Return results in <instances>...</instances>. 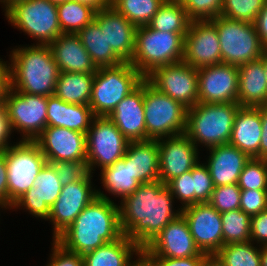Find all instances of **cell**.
<instances>
[{"label":"cell","mask_w":267,"mask_h":266,"mask_svg":"<svg viewBox=\"0 0 267 266\" xmlns=\"http://www.w3.org/2000/svg\"><path fill=\"white\" fill-rule=\"evenodd\" d=\"M175 198L160 180L140 184L119 204L122 233L144 249L165 226L181 214L174 210Z\"/></svg>","instance_id":"1"},{"label":"cell","mask_w":267,"mask_h":266,"mask_svg":"<svg viewBox=\"0 0 267 266\" xmlns=\"http://www.w3.org/2000/svg\"><path fill=\"white\" fill-rule=\"evenodd\" d=\"M97 195L74 222L54 239L64 249L83 256L123 235L119 205L101 189H97Z\"/></svg>","instance_id":"2"},{"label":"cell","mask_w":267,"mask_h":266,"mask_svg":"<svg viewBox=\"0 0 267 266\" xmlns=\"http://www.w3.org/2000/svg\"><path fill=\"white\" fill-rule=\"evenodd\" d=\"M9 57L11 89L38 96L54 95L60 71L49 45L15 47Z\"/></svg>","instance_id":"3"},{"label":"cell","mask_w":267,"mask_h":266,"mask_svg":"<svg viewBox=\"0 0 267 266\" xmlns=\"http://www.w3.org/2000/svg\"><path fill=\"white\" fill-rule=\"evenodd\" d=\"M238 103H197L187 109L186 131L188 138L206 148L229 144ZM200 144V145H199Z\"/></svg>","instance_id":"4"},{"label":"cell","mask_w":267,"mask_h":266,"mask_svg":"<svg viewBox=\"0 0 267 266\" xmlns=\"http://www.w3.org/2000/svg\"><path fill=\"white\" fill-rule=\"evenodd\" d=\"M184 44L185 35L139 26L130 64L146 78L158 67L183 61Z\"/></svg>","instance_id":"5"},{"label":"cell","mask_w":267,"mask_h":266,"mask_svg":"<svg viewBox=\"0 0 267 266\" xmlns=\"http://www.w3.org/2000/svg\"><path fill=\"white\" fill-rule=\"evenodd\" d=\"M144 79L130 62L97 68L89 102L94 115L108 116Z\"/></svg>","instance_id":"6"},{"label":"cell","mask_w":267,"mask_h":266,"mask_svg":"<svg viewBox=\"0 0 267 266\" xmlns=\"http://www.w3.org/2000/svg\"><path fill=\"white\" fill-rule=\"evenodd\" d=\"M146 140L171 137L186 131L187 108L144 79Z\"/></svg>","instance_id":"7"},{"label":"cell","mask_w":267,"mask_h":266,"mask_svg":"<svg viewBox=\"0 0 267 266\" xmlns=\"http://www.w3.org/2000/svg\"><path fill=\"white\" fill-rule=\"evenodd\" d=\"M4 13L8 22L36 40L35 44L50 45L62 34L57 4L48 0H21Z\"/></svg>","instance_id":"8"},{"label":"cell","mask_w":267,"mask_h":266,"mask_svg":"<svg viewBox=\"0 0 267 266\" xmlns=\"http://www.w3.org/2000/svg\"><path fill=\"white\" fill-rule=\"evenodd\" d=\"M217 29L221 63L242 65L259 59L266 49L262 46L254 23L218 16L210 20Z\"/></svg>","instance_id":"9"},{"label":"cell","mask_w":267,"mask_h":266,"mask_svg":"<svg viewBox=\"0 0 267 266\" xmlns=\"http://www.w3.org/2000/svg\"><path fill=\"white\" fill-rule=\"evenodd\" d=\"M8 179V206L23 196L31 187L40 170L47 163L35 141L20 140L5 150Z\"/></svg>","instance_id":"10"},{"label":"cell","mask_w":267,"mask_h":266,"mask_svg":"<svg viewBox=\"0 0 267 266\" xmlns=\"http://www.w3.org/2000/svg\"><path fill=\"white\" fill-rule=\"evenodd\" d=\"M47 103V96L9 88L3 104L12 132L17 130L21 140L34 141L47 126Z\"/></svg>","instance_id":"11"},{"label":"cell","mask_w":267,"mask_h":266,"mask_svg":"<svg viewBox=\"0 0 267 266\" xmlns=\"http://www.w3.org/2000/svg\"><path fill=\"white\" fill-rule=\"evenodd\" d=\"M87 164L91 174L121 160L129 141L107 116H96L86 133Z\"/></svg>","instance_id":"12"},{"label":"cell","mask_w":267,"mask_h":266,"mask_svg":"<svg viewBox=\"0 0 267 266\" xmlns=\"http://www.w3.org/2000/svg\"><path fill=\"white\" fill-rule=\"evenodd\" d=\"M146 79L187 109L198 103V69L184 61L158 67Z\"/></svg>","instance_id":"13"},{"label":"cell","mask_w":267,"mask_h":266,"mask_svg":"<svg viewBox=\"0 0 267 266\" xmlns=\"http://www.w3.org/2000/svg\"><path fill=\"white\" fill-rule=\"evenodd\" d=\"M92 174L86 179L74 181L62 186L61 193L50 208L47 221L53 226V240L70 226L75 218L90 204L97 195V189L92 184Z\"/></svg>","instance_id":"14"},{"label":"cell","mask_w":267,"mask_h":266,"mask_svg":"<svg viewBox=\"0 0 267 266\" xmlns=\"http://www.w3.org/2000/svg\"><path fill=\"white\" fill-rule=\"evenodd\" d=\"M238 66L219 63L198 69L199 103H237Z\"/></svg>","instance_id":"15"},{"label":"cell","mask_w":267,"mask_h":266,"mask_svg":"<svg viewBox=\"0 0 267 266\" xmlns=\"http://www.w3.org/2000/svg\"><path fill=\"white\" fill-rule=\"evenodd\" d=\"M195 245L204 254H216L224 245L222 218L209 203H197L182 209Z\"/></svg>","instance_id":"16"},{"label":"cell","mask_w":267,"mask_h":266,"mask_svg":"<svg viewBox=\"0 0 267 266\" xmlns=\"http://www.w3.org/2000/svg\"><path fill=\"white\" fill-rule=\"evenodd\" d=\"M159 180L167 185L172 179L190 171L199 160V149L184 134L159 138Z\"/></svg>","instance_id":"17"},{"label":"cell","mask_w":267,"mask_h":266,"mask_svg":"<svg viewBox=\"0 0 267 266\" xmlns=\"http://www.w3.org/2000/svg\"><path fill=\"white\" fill-rule=\"evenodd\" d=\"M183 61L196 69L221 63L218 32L210 20L191 21L189 24Z\"/></svg>","instance_id":"18"},{"label":"cell","mask_w":267,"mask_h":266,"mask_svg":"<svg viewBox=\"0 0 267 266\" xmlns=\"http://www.w3.org/2000/svg\"><path fill=\"white\" fill-rule=\"evenodd\" d=\"M47 163L58 161H86V133L64 127L46 126L34 140Z\"/></svg>","instance_id":"19"},{"label":"cell","mask_w":267,"mask_h":266,"mask_svg":"<svg viewBox=\"0 0 267 266\" xmlns=\"http://www.w3.org/2000/svg\"><path fill=\"white\" fill-rule=\"evenodd\" d=\"M146 257L187 258L198 256L201 251L195 245L188 223L180 214L144 248Z\"/></svg>","instance_id":"20"},{"label":"cell","mask_w":267,"mask_h":266,"mask_svg":"<svg viewBox=\"0 0 267 266\" xmlns=\"http://www.w3.org/2000/svg\"><path fill=\"white\" fill-rule=\"evenodd\" d=\"M62 184L54 167L46 163L37 175L33 187L21 196L10 209H25L36 218L48 220L50 208L56 202Z\"/></svg>","instance_id":"21"},{"label":"cell","mask_w":267,"mask_h":266,"mask_svg":"<svg viewBox=\"0 0 267 266\" xmlns=\"http://www.w3.org/2000/svg\"><path fill=\"white\" fill-rule=\"evenodd\" d=\"M94 21L105 34L113 52L123 62H130L134 54L137 27L111 5L96 11Z\"/></svg>","instance_id":"22"},{"label":"cell","mask_w":267,"mask_h":266,"mask_svg":"<svg viewBox=\"0 0 267 266\" xmlns=\"http://www.w3.org/2000/svg\"><path fill=\"white\" fill-rule=\"evenodd\" d=\"M107 117L129 142L146 141L144 80Z\"/></svg>","instance_id":"23"},{"label":"cell","mask_w":267,"mask_h":266,"mask_svg":"<svg viewBox=\"0 0 267 266\" xmlns=\"http://www.w3.org/2000/svg\"><path fill=\"white\" fill-rule=\"evenodd\" d=\"M208 150V160L204 164L208 167L214 186L237 184L239 175L251 158L230 144L213 146Z\"/></svg>","instance_id":"24"},{"label":"cell","mask_w":267,"mask_h":266,"mask_svg":"<svg viewBox=\"0 0 267 266\" xmlns=\"http://www.w3.org/2000/svg\"><path fill=\"white\" fill-rule=\"evenodd\" d=\"M60 72L95 73L96 65L74 33H62L50 45Z\"/></svg>","instance_id":"25"},{"label":"cell","mask_w":267,"mask_h":266,"mask_svg":"<svg viewBox=\"0 0 267 266\" xmlns=\"http://www.w3.org/2000/svg\"><path fill=\"white\" fill-rule=\"evenodd\" d=\"M262 122L257 107H240L234 119L229 144L245 152L250 158L260 159Z\"/></svg>","instance_id":"26"},{"label":"cell","mask_w":267,"mask_h":266,"mask_svg":"<svg viewBox=\"0 0 267 266\" xmlns=\"http://www.w3.org/2000/svg\"><path fill=\"white\" fill-rule=\"evenodd\" d=\"M238 101L241 107L267 105V80L263 69V55L238 66Z\"/></svg>","instance_id":"27"},{"label":"cell","mask_w":267,"mask_h":266,"mask_svg":"<svg viewBox=\"0 0 267 266\" xmlns=\"http://www.w3.org/2000/svg\"><path fill=\"white\" fill-rule=\"evenodd\" d=\"M95 117L89 105L70 104L55 95L48 96L47 126L87 133Z\"/></svg>","instance_id":"28"},{"label":"cell","mask_w":267,"mask_h":266,"mask_svg":"<svg viewBox=\"0 0 267 266\" xmlns=\"http://www.w3.org/2000/svg\"><path fill=\"white\" fill-rule=\"evenodd\" d=\"M125 163H130L133 178L140 184L159 180V150L157 140L129 142Z\"/></svg>","instance_id":"29"},{"label":"cell","mask_w":267,"mask_h":266,"mask_svg":"<svg viewBox=\"0 0 267 266\" xmlns=\"http://www.w3.org/2000/svg\"><path fill=\"white\" fill-rule=\"evenodd\" d=\"M142 249L124 234L83 255L84 266H129Z\"/></svg>","instance_id":"30"},{"label":"cell","mask_w":267,"mask_h":266,"mask_svg":"<svg viewBox=\"0 0 267 266\" xmlns=\"http://www.w3.org/2000/svg\"><path fill=\"white\" fill-rule=\"evenodd\" d=\"M95 73L60 72L54 95L70 104L89 105Z\"/></svg>","instance_id":"31"},{"label":"cell","mask_w":267,"mask_h":266,"mask_svg":"<svg viewBox=\"0 0 267 266\" xmlns=\"http://www.w3.org/2000/svg\"><path fill=\"white\" fill-rule=\"evenodd\" d=\"M77 35L97 68L123 63L107 44L105 34L102 33L99 25L94 20L82 28Z\"/></svg>","instance_id":"32"},{"label":"cell","mask_w":267,"mask_h":266,"mask_svg":"<svg viewBox=\"0 0 267 266\" xmlns=\"http://www.w3.org/2000/svg\"><path fill=\"white\" fill-rule=\"evenodd\" d=\"M100 171V180H102L101 183L104 189L109 194L119 197L121 201L134 193L140 185L131 174L130 163H125V155L112 166Z\"/></svg>","instance_id":"33"},{"label":"cell","mask_w":267,"mask_h":266,"mask_svg":"<svg viewBox=\"0 0 267 266\" xmlns=\"http://www.w3.org/2000/svg\"><path fill=\"white\" fill-rule=\"evenodd\" d=\"M190 23L191 20L181 2L164 1L148 26L160 32L186 35Z\"/></svg>","instance_id":"34"},{"label":"cell","mask_w":267,"mask_h":266,"mask_svg":"<svg viewBox=\"0 0 267 266\" xmlns=\"http://www.w3.org/2000/svg\"><path fill=\"white\" fill-rule=\"evenodd\" d=\"M57 10L62 33L74 34L90 24L96 12L93 7L73 0L57 4Z\"/></svg>","instance_id":"35"},{"label":"cell","mask_w":267,"mask_h":266,"mask_svg":"<svg viewBox=\"0 0 267 266\" xmlns=\"http://www.w3.org/2000/svg\"><path fill=\"white\" fill-rule=\"evenodd\" d=\"M252 241L223 245L216 253L225 266H261V246Z\"/></svg>","instance_id":"36"},{"label":"cell","mask_w":267,"mask_h":266,"mask_svg":"<svg viewBox=\"0 0 267 266\" xmlns=\"http://www.w3.org/2000/svg\"><path fill=\"white\" fill-rule=\"evenodd\" d=\"M165 0H110L120 14L136 27L146 26Z\"/></svg>","instance_id":"37"},{"label":"cell","mask_w":267,"mask_h":266,"mask_svg":"<svg viewBox=\"0 0 267 266\" xmlns=\"http://www.w3.org/2000/svg\"><path fill=\"white\" fill-rule=\"evenodd\" d=\"M224 245L251 241L250 216L241 209L221 213Z\"/></svg>","instance_id":"38"},{"label":"cell","mask_w":267,"mask_h":266,"mask_svg":"<svg viewBox=\"0 0 267 266\" xmlns=\"http://www.w3.org/2000/svg\"><path fill=\"white\" fill-rule=\"evenodd\" d=\"M267 0H223L220 16L254 23Z\"/></svg>","instance_id":"39"},{"label":"cell","mask_w":267,"mask_h":266,"mask_svg":"<svg viewBox=\"0 0 267 266\" xmlns=\"http://www.w3.org/2000/svg\"><path fill=\"white\" fill-rule=\"evenodd\" d=\"M241 190H267V160L251 158L238 179Z\"/></svg>","instance_id":"40"},{"label":"cell","mask_w":267,"mask_h":266,"mask_svg":"<svg viewBox=\"0 0 267 266\" xmlns=\"http://www.w3.org/2000/svg\"><path fill=\"white\" fill-rule=\"evenodd\" d=\"M241 189L238 184L217 186L212 191L209 204L219 213L240 209Z\"/></svg>","instance_id":"41"},{"label":"cell","mask_w":267,"mask_h":266,"mask_svg":"<svg viewBox=\"0 0 267 266\" xmlns=\"http://www.w3.org/2000/svg\"><path fill=\"white\" fill-rule=\"evenodd\" d=\"M223 0H182L191 21L212 20L221 14Z\"/></svg>","instance_id":"42"},{"label":"cell","mask_w":267,"mask_h":266,"mask_svg":"<svg viewBox=\"0 0 267 266\" xmlns=\"http://www.w3.org/2000/svg\"><path fill=\"white\" fill-rule=\"evenodd\" d=\"M195 204L208 203L215 186L208 167L200 161L191 169Z\"/></svg>","instance_id":"43"},{"label":"cell","mask_w":267,"mask_h":266,"mask_svg":"<svg viewBox=\"0 0 267 266\" xmlns=\"http://www.w3.org/2000/svg\"><path fill=\"white\" fill-rule=\"evenodd\" d=\"M50 164L54 167L62 186L86 179L91 174L87 161H58Z\"/></svg>","instance_id":"44"},{"label":"cell","mask_w":267,"mask_h":266,"mask_svg":"<svg viewBox=\"0 0 267 266\" xmlns=\"http://www.w3.org/2000/svg\"><path fill=\"white\" fill-rule=\"evenodd\" d=\"M167 187L170 189L173 197L181 201V210L187 206L195 205V192L193 191V176L191 170L172 179L167 184Z\"/></svg>","instance_id":"45"},{"label":"cell","mask_w":267,"mask_h":266,"mask_svg":"<svg viewBox=\"0 0 267 266\" xmlns=\"http://www.w3.org/2000/svg\"><path fill=\"white\" fill-rule=\"evenodd\" d=\"M240 209L250 217L267 209V190H241Z\"/></svg>","instance_id":"46"},{"label":"cell","mask_w":267,"mask_h":266,"mask_svg":"<svg viewBox=\"0 0 267 266\" xmlns=\"http://www.w3.org/2000/svg\"><path fill=\"white\" fill-rule=\"evenodd\" d=\"M52 254L46 266H84L83 256L64 249L52 239Z\"/></svg>","instance_id":"47"},{"label":"cell","mask_w":267,"mask_h":266,"mask_svg":"<svg viewBox=\"0 0 267 266\" xmlns=\"http://www.w3.org/2000/svg\"><path fill=\"white\" fill-rule=\"evenodd\" d=\"M250 237L254 244L267 245V209L250 217Z\"/></svg>","instance_id":"48"},{"label":"cell","mask_w":267,"mask_h":266,"mask_svg":"<svg viewBox=\"0 0 267 266\" xmlns=\"http://www.w3.org/2000/svg\"><path fill=\"white\" fill-rule=\"evenodd\" d=\"M206 254L187 258L147 257L153 266H201L203 257Z\"/></svg>","instance_id":"49"},{"label":"cell","mask_w":267,"mask_h":266,"mask_svg":"<svg viewBox=\"0 0 267 266\" xmlns=\"http://www.w3.org/2000/svg\"><path fill=\"white\" fill-rule=\"evenodd\" d=\"M12 130L7 118L4 104H0V151L5 150L10 144Z\"/></svg>","instance_id":"50"},{"label":"cell","mask_w":267,"mask_h":266,"mask_svg":"<svg viewBox=\"0 0 267 266\" xmlns=\"http://www.w3.org/2000/svg\"><path fill=\"white\" fill-rule=\"evenodd\" d=\"M254 25L262 46L267 50V1L254 21Z\"/></svg>","instance_id":"51"},{"label":"cell","mask_w":267,"mask_h":266,"mask_svg":"<svg viewBox=\"0 0 267 266\" xmlns=\"http://www.w3.org/2000/svg\"><path fill=\"white\" fill-rule=\"evenodd\" d=\"M0 201L8 205V179L4 150L0 151Z\"/></svg>","instance_id":"52"},{"label":"cell","mask_w":267,"mask_h":266,"mask_svg":"<svg viewBox=\"0 0 267 266\" xmlns=\"http://www.w3.org/2000/svg\"><path fill=\"white\" fill-rule=\"evenodd\" d=\"M0 58V104H3L6 93L10 88L9 63Z\"/></svg>","instance_id":"53"},{"label":"cell","mask_w":267,"mask_h":266,"mask_svg":"<svg viewBox=\"0 0 267 266\" xmlns=\"http://www.w3.org/2000/svg\"><path fill=\"white\" fill-rule=\"evenodd\" d=\"M262 122V137L260 141V159L267 160V105L258 106Z\"/></svg>","instance_id":"54"},{"label":"cell","mask_w":267,"mask_h":266,"mask_svg":"<svg viewBox=\"0 0 267 266\" xmlns=\"http://www.w3.org/2000/svg\"><path fill=\"white\" fill-rule=\"evenodd\" d=\"M73 1L87 4L93 7L96 11L100 10L103 7L110 5V0H73Z\"/></svg>","instance_id":"55"},{"label":"cell","mask_w":267,"mask_h":266,"mask_svg":"<svg viewBox=\"0 0 267 266\" xmlns=\"http://www.w3.org/2000/svg\"><path fill=\"white\" fill-rule=\"evenodd\" d=\"M201 266H225L216 254L205 255Z\"/></svg>","instance_id":"56"},{"label":"cell","mask_w":267,"mask_h":266,"mask_svg":"<svg viewBox=\"0 0 267 266\" xmlns=\"http://www.w3.org/2000/svg\"><path fill=\"white\" fill-rule=\"evenodd\" d=\"M129 266H153L151 261L141 252Z\"/></svg>","instance_id":"57"},{"label":"cell","mask_w":267,"mask_h":266,"mask_svg":"<svg viewBox=\"0 0 267 266\" xmlns=\"http://www.w3.org/2000/svg\"><path fill=\"white\" fill-rule=\"evenodd\" d=\"M261 266H267V245L261 246Z\"/></svg>","instance_id":"58"},{"label":"cell","mask_w":267,"mask_h":266,"mask_svg":"<svg viewBox=\"0 0 267 266\" xmlns=\"http://www.w3.org/2000/svg\"><path fill=\"white\" fill-rule=\"evenodd\" d=\"M21 0H0V4H2V6L4 7V10H6L7 8H9L12 4H14L15 2H18Z\"/></svg>","instance_id":"59"},{"label":"cell","mask_w":267,"mask_h":266,"mask_svg":"<svg viewBox=\"0 0 267 266\" xmlns=\"http://www.w3.org/2000/svg\"><path fill=\"white\" fill-rule=\"evenodd\" d=\"M263 69H264V72H265V77H266V80H267V50L263 53Z\"/></svg>","instance_id":"60"},{"label":"cell","mask_w":267,"mask_h":266,"mask_svg":"<svg viewBox=\"0 0 267 266\" xmlns=\"http://www.w3.org/2000/svg\"><path fill=\"white\" fill-rule=\"evenodd\" d=\"M49 2L55 3V4H59L65 1H69V0H48Z\"/></svg>","instance_id":"61"},{"label":"cell","mask_w":267,"mask_h":266,"mask_svg":"<svg viewBox=\"0 0 267 266\" xmlns=\"http://www.w3.org/2000/svg\"><path fill=\"white\" fill-rule=\"evenodd\" d=\"M0 208L10 209V207L7 204L1 201H0Z\"/></svg>","instance_id":"62"},{"label":"cell","mask_w":267,"mask_h":266,"mask_svg":"<svg viewBox=\"0 0 267 266\" xmlns=\"http://www.w3.org/2000/svg\"><path fill=\"white\" fill-rule=\"evenodd\" d=\"M165 1H175V2H181L182 0H165Z\"/></svg>","instance_id":"63"}]
</instances>
